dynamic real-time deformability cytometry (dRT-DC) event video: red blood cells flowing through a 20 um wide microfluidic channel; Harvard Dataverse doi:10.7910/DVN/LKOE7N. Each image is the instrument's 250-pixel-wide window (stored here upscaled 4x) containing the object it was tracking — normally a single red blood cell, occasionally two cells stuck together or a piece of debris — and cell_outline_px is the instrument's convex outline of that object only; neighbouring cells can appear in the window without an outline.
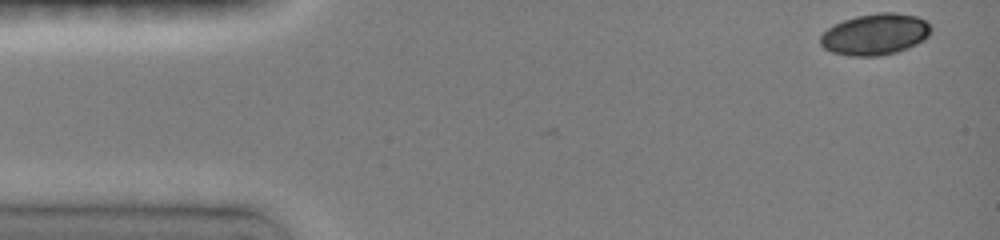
{"species": "common noctule bat (a hibernating species)", "species_latin": "Nyctalus noctula", "temperature_condition": "room temperature", "stored_images_in_passage": 3, "camera_frame_rate_fps": 3000, "um_per_image_px": 0.085, "animal": {"sex": "female", "body_mass_g": 19.0, "forearm_length_mm": 51.5}, "frame": {"image": 1, "passage_image": 1, "time_ms": 0.0, "image_size_px": [1000, 240], "cell_outline_px": [[932, 32], [924, 40], [908, 48], [896, 52], [880, 56], [848, 56], [832, 52], [824, 48], [820, 44], [820, 36], [828, 28], [844, 20], [856, 16], [880, 12], [896, 12], [916, 16], [924, 20], [932, 28]], "centroid_in_image_um": [74.4, 2.92], "position_along_channel_um": 10.6, "area_um2": 26.7}}